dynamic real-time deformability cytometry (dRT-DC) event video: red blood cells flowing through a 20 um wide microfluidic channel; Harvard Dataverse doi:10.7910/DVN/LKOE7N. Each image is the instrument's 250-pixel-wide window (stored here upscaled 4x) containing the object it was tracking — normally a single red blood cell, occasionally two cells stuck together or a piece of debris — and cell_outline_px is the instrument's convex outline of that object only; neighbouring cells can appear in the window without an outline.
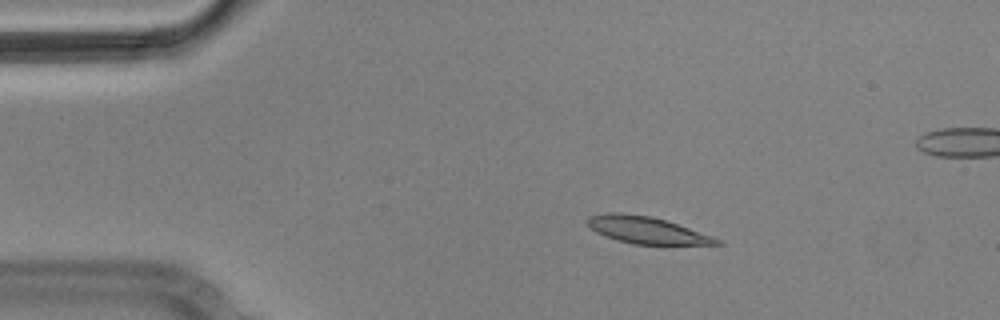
{"species": "Egyptian fruit bat (a non-hibernating species)", "species_latin": "Rousettus aegyptiacus", "temperature_condition": "cold", "stored_images_in_passage": 7, "camera_frame_rate_fps": 3000, "um_per_image_px": 0.085, "animal": {"sex": "male"}, "frame": {"image": 1, "passage_image": 3, "time_ms": 0.667, "image_size_px": [1000, 320], "cell_outline_px": [[724, 244], [632, 244], [616, 240], [596, 232], [584, 220], [588, 216], [608, 212], [616, 212], [652, 216], [712, 236], [720, 240]], "centroid_in_image_um": [54.9, 19.55], "position_along_channel_um": 30.1, "area_um2": 20.0}}